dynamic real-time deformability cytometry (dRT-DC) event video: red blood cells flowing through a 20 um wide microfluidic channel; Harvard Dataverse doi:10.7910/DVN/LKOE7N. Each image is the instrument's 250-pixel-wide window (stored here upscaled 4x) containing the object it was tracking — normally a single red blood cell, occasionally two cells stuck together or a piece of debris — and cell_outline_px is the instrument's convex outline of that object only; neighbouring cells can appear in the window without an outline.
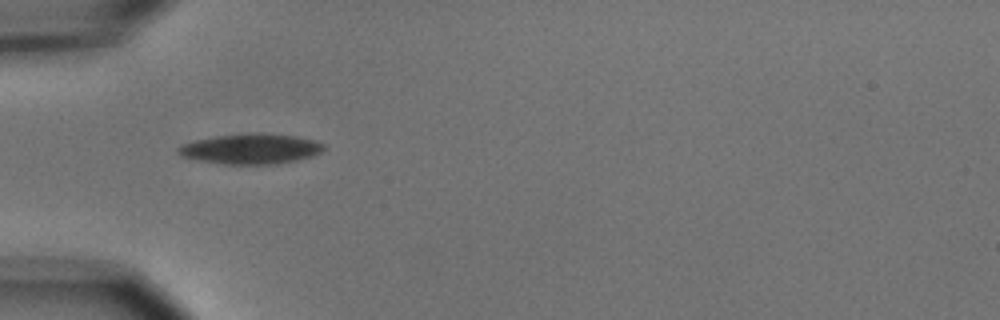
{"species": "common noctule bat (a hibernating species)", "species_latin": "Nyctalus noctula", "temperature_condition": "cold", "stored_images_in_passage": 7, "camera_frame_rate_fps": 3000, "um_per_image_px": 0.085, "animal": {"sex": "male", "body_mass_g": 15.6}, "frame": {"image": 1, "passage_image": 3, "time_ms": 3.0, "image_size_px": [1000, 320], "cell_outline_px": [[324, 148], [320, 152], [312, 156], [296, 160], [276, 164], [220, 164], [180, 156], [176, 152], [176, 148], [184, 144], [196, 140], [216, 136], [248, 132], [260, 132], [292, 136], [312, 140], [324, 144]], "centroid_in_image_um": [21.28, 12.65], "position_along_channel_um": 63.7, "area_um2": 25.61}}
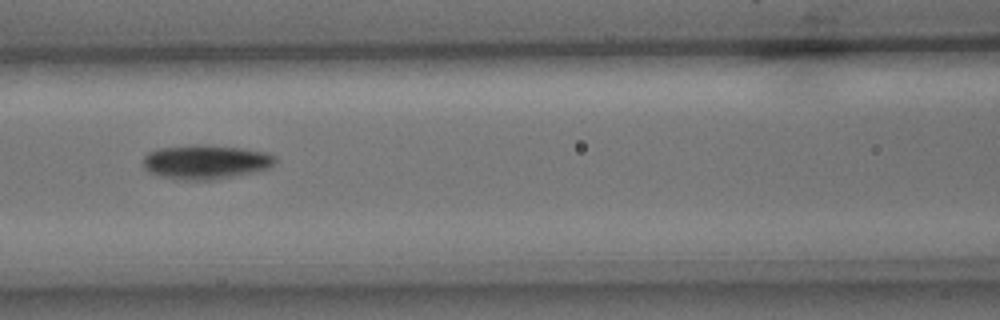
{"frame": {"image": 2, "passage_image": 5, "time_ms": 5.333, "image_size_px": [1000, 320], "cell_outline_px": [[276, 160], [268, 168], [256, 172], [216, 180], [176, 180], [160, 176], [148, 172], [144, 168], [144, 156], [148, 152], [160, 148], [192, 144], [196, 144], [240, 148], [268, 152], [276, 156]], "centroid_in_image_um": [17.48, 13.78], "position_along_channel_um": 149.1, "area_um2": 26.65}}
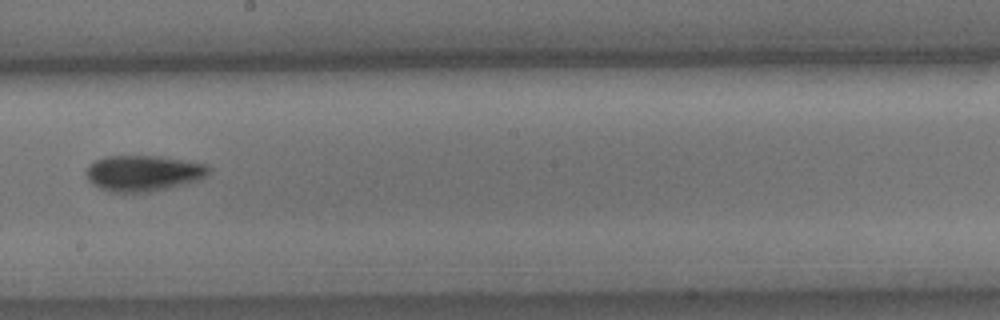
{"frame": {"image": 3, "passage_image": 7, "time_ms": 7.667, "image_size_px": [1000, 320], "cell_outline_px": [[212, 172], [200, 180], [168, 188], [148, 192], [112, 192], [100, 188], [92, 184], [88, 180], [84, 172], [88, 164], [104, 156], [160, 156], [188, 160], [208, 164], [212, 168]], "centroid_in_image_um": [12.21, 14.71], "position_along_channel_um": 236.0, "area_um2": 26.13}}